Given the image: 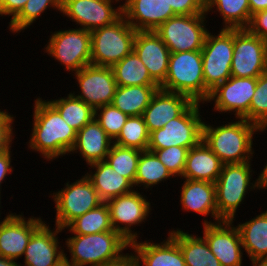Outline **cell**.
I'll use <instances>...</instances> for the list:
<instances>
[{
  "instance_id": "32",
  "label": "cell",
  "mask_w": 267,
  "mask_h": 266,
  "mask_svg": "<svg viewBox=\"0 0 267 266\" xmlns=\"http://www.w3.org/2000/svg\"><path fill=\"white\" fill-rule=\"evenodd\" d=\"M111 68L118 86L159 85L134 50Z\"/></svg>"
},
{
  "instance_id": "42",
  "label": "cell",
  "mask_w": 267,
  "mask_h": 266,
  "mask_svg": "<svg viewBox=\"0 0 267 266\" xmlns=\"http://www.w3.org/2000/svg\"><path fill=\"white\" fill-rule=\"evenodd\" d=\"M0 110V153L9 151L13 141L14 116Z\"/></svg>"
},
{
  "instance_id": "22",
  "label": "cell",
  "mask_w": 267,
  "mask_h": 266,
  "mask_svg": "<svg viewBox=\"0 0 267 266\" xmlns=\"http://www.w3.org/2000/svg\"><path fill=\"white\" fill-rule=\"evenodd\" d=\"M193 102L184 94L158 89L142 114L148 132L163 128L171 119L180 116Z\"/></svg>"
},
{
  "instance_id": "27",
  "label": "cell",
  "mask_w": 267,
  "mask_h": 266,
  "mask_svg": "<svg viewBox=\"0 0 267 266\" xmlns=\"http://www.w3.org/2000/svg\"><path fill=\"white\" fill-rule=\"evenodd\" d=\"M89 166L93 168L92 170L95 168L96 171L90 170L85 175L92 182L99 198L103 202L133 191V184L126 177L112 169L106 161L94 162Z\"/></svg>"
},
{
  "instance_id": "6",
  "label": "cell",
  "mask_w": 267,
  "mask_h": 266,
  "mask_svg": "<svg viewBox=\"0 0 267 266\" xmlns=\"http://www.w3.org/2000/svg\"><path fill=\"white\" fill-rule=\"evenodd\" d=\"M136 30L122 15L114 23L91 31V64L112 67L134 50Z\"/></svg>"
},
{
  "instance_id": "44",
  "label": "cell",
  "mask_w": 267,
  "mask_h": 266,
  "mask_svg": "<svg viewBox=\"0 0 267 266\" xmlns=\"http://www.w3.org/2000/svg\"><path fill=\"white\" fill-rule=\"evenodd\" d=\"M247 29L267 43V9L253 14Z\"/></svg>"
},
{
  "instance_id": "39",
  "label": "cell",
  "mask_w": 267,
  "mask_h": 266,
  "mask_svg": "<svg viewBox=\"0 0 267 266\" xmlns=\"http://www.w3.org/2000/svg\"><path fill=\"white\" fill-rule=\"evenodd\" d=\"M243 118L256 124L261 130H267V72L257 78L249 112Z\"/></svg>"
},
{
  "instance_id": "31",
  "label": "cell",
  "mask_w": 267,
  "mask_h": 266,
  "mask_svg": "<svg viewBox=\"0 0 267 266\" xmlns=\"http://www.w3.org/2000/svg\"><path fill=\"white\" fill-rule=\"evenodd\" d=\"M214 8L223 17V28H247L250 24L252 16L248 0H205L206 14Z\"/></svg>"
},
{
  "instance_id": "45",
  "label": "cell",
  "mask_w": 267,
  "mask_h": 266,
  "mask_svg": "<svg viewBox=\"0 0 267 266\" xmlns=\"http://www.w3.org/2000/svg\"><path fill=\"white\" fill-rule=\"evenodd\" d=\"M28 0H2L0 2V16H12L13 20L23 9Z\"/></svg>"
},
{
  "instance_id": "41",
  "label": "cell",
  "mask_w": 267,
  "mask_h": 266,
  "mask_svg": "<svg viewBox=\"0 0 267 266\" xmlns=\"http://www.w3.org/2000/svg\"><path fill=\"white\" fill-rule=\"evenodd\" d=\"M153 151L158 159L174 177H182L185 169L189 149L180 146H171L164 149H148Z\"/></svg>"
},
{
  "instance_id": "28",
  "label": "cell",
  "mask_w": 267,
  "mask_h": 266,
  "mask_svg": "<svg viewBox=\"0 0 267 266\" xmlns=\"http://www.w3.org/2000/svg\"><path fill=\"white\" fill-rule=\"evenodd\" d=\"M183 254L186 266H221L202 236H194L181 229L169 231Z\"/></svg>"
},
{
  "instance_id": "38",
  "label": "cell",
  "mask_w": 267,
  "mask_h": 266,
  "mask_svg": "<svg viewBox=\"0 0 267 266\" xmlns=\"http://www.w3.org/2000/svg\"><path fill=\"white\" fill-rule=\"evenodd\" d=\"M63 0H28L21 12L9 22V31L19 33L31 26L47 8L62 11Z\"/></svg>"
},
{
  "instance_id": "49",
  "label": "cell",
  "mask_w": 267,
  "mask_h": 266,
  "mask_svg": "<svg viewBox=\"0 0 267 266\" xmlns=\"http://www.w3.org/2000/svg\"><path fill=\"white\" fill-rule=\"evenodd\" d=\"M267 163V162H266ZM259 190L267 189V164L264 169L261 171L260 175L257 178Z\"/></svg>"
},
{
  "instance_id": "19",
  "label": "cell",
  "mask_w": 267,
  "mask_h": 266,
  "mask_svg": "<svg viewBox=\"0 0 267 266\" xmlns=\"http://www.w3.org/2000/svg\"><path fill=\"white\" fill-rule=\"evenodd\" d=\"M62 231L58 226L51 230L45 222L31 236L24 253L25 264L20 263L19 266H62L64 250L60 248L57 237Z\"/></svg>"
},
{
  "instance_id": "23",
  "label": "cell",
  "mask_w": 267,
  "mask_h": 266,
  "mask_svg": "<svg viewBox=\"0 0 267 266\" xmlns=\"http://www.w3.org/2000/svg\"><path fill=\"white\" fill-rule=\"evenodd\" d=\"M130 248L135 252L140 266H186L179 245L169 233L163 242L135 240L130 243Z\"/></svg>"
},
{
  "instance_id": "16",
  "label": "cell",
  "mask_w": 267,
  "mask_h": 266,
  "mask_svg": "<svg viewBox=\"0 0 267 266\" xmlns=\"http://www.w3.org/2000/svg\"><path fill=\"white\" fill-rule=\"evenodd\" d=\"M234 221L211 222L204 220L203 237L221 266H242L243 245ZM233 224V225H232Z\"/></svg>"
},
{
  "instance_id": "34",
  "label": "cell",
  "mask_w": 267,
  "mask_h": 266,
  "mask_svg": "<svg viewBox=\"0 0 267 266\" xmlns=\"http://www.w3.org/2000/svg\"><path fill=\"white\" fill-rule=\"evenodd\" d=\"M171 177L174 178L153 151L143 150L141 152L134 187L144 185L145 189H152L153 185H158Z\"/></svg>"
},
{
  "instance_id": "35",
  "label": "cell",
  "mask_w": 267,
  "mask_h": 266,
  "mask_svg": "<svg viewBox=\"0 0 267 266\" xmlns=\"http://www.w3.org/2000/svg\"><path fill=\"white\" fill-rule=\"evenodd\" d=\"M73 234L88 235L106 231H114L110 221L109 208L106 202L89 210L73 220L66 228Z\"/></svg>"
},
{
  "instance_id": "21",
  "label": "cell",
  "mask_w": 267,
  "mask_h": 266,
  "mask_svg": "<svg viewBox=\"0 0 267 266\" xmlns=\"http://www.w3.org/2000/svg\"><path fill=\"white\" fill-rule=\"evenodd\" d=\"M134 51L148 69L150 76L161 85L167 75L170 50L155 31H137Z\"/></svg>"
},
{
  "instance_id": "17",
  "label": "cell",
  "mask_w": 267,
  "mask_h": 266,
  "mask_svg": "<svg viewBox=\"0 0 267 266\" xmlns=\"http://www.w3.org/2000/svg\"><path fill=\"white\" fill-rule=\"evenodd\" d=\"M119 0H63L62 11L79 28L92 31L114 23L122 15V4L114 8Z\"/></svg>"
},
{
  "instance_id": "18",
  "label": "cell",
  "mask_w": 267,
  "mask_h": 266,
  "mask_svg": "<svg viewBox=\"0 0 267 266\" xmlns=\"http://www.w3.org/2000/svg\"><path fill=\"white\" fill-rule=\"evenodd\" d=\"M45 223L34 216L8 213L0 223V256L17 261L25 253L31 236Z\"/></svg>"
},
{
  "instance_id": "2",
  "label": "cell",
  "mask_w": 267,
  "mask_h": 266,
  "mask_svg": "<svg viewBox=\"0 0 267 266\" xmlns=\"http://www.w3.org/2000/svg\"><path fill=\"white\" fill-rule=\"evenodd\" d=\"M263 132L244 118L213 127L203 123L202 140L219 157L223 165L250 162L253 158V134Z\"/></svg>"
},
{
  "instance_id": "10",
  "label": "cell",
  "mask_w": 267,
  "mask_h": 266,
  "mask_svg": "<svg viewBox=\"0 0 267 266\" xmlns=\"http://www.w3.org/2000/svg\"><path fill=\"white\" fill-rule=\"evenodd\" d=\"M47 44L45 53L67 71L76 73L91 64V31L82 28L55 31Z\"/></svg>"
},
{
  "instance_id": "52",
  "label": "cell",
  "mask_w": 267,
  "mask_h": 266,
  "mask_svg": "<svg viewBox=\"0 0 267 266\" xmlns=\"http://www.w3.org/2000/svg\"><path fill=\"white\" fill-rule=\"evenodd\" d=\"M1 194V193H0ZM0 205H1V195H0ZM1 207V206H0ZM1 213V212H0ZM1 215V214H0ZM1 221V220H0ZM1 223V222H0Z\"/></svg>"
},
{
  "instance_id": "36",
  "label": "cell",
  "mask_w": 267,
  "mask_h": 266,
  "mask_svg": "<svg viewBox=\"0 0 267 266\" xmlns=\"http://www.w3.org/2000/svg\"><path fill=\"white\" fill-rule=\"evenodd\" d=\"M141 152L142 150L136 148L121 147L113 143L105 161L134 186Z\"/></svg>"
},
{
  "instance_id": "46",
  "label": "cell",
  "mask_w": 267,
  "mask_h": 266,
  "mask_svg": "<svg viewBox=\"0 0 267 266\" xmlns=\"http://www.w3.org/2000/svg\"><path fill=\"white\" fill-rule=\"evenodd\" d=\"M11 149L6 152L0 153V193H1V184L3 180H6V176L13 172V167L11 165Z\"/></svg>"
},
{
  "instance_id": "20",
  "label": "cell",
  "mask_w": 267,
  "mask_h": 266,
  "mask_svg": "<svg viewBox=\"0 0 267 266\" xmlns=\"http://www.w3.org/2000/svg\"><path fill=\"white\" fill-rule=\"evenodd\" d=\"M122 11L136 31H154L176 15L169 0H125Z\"/></svg>"
},
{
  "instance_id": "29",
  "label": "cell",
  "mask_w": 267,
  "mask_h": 266,
  "mask_svg": "<svg viewBox=\"0 0 267 266\" xmlns=\"http://www.w3.org/2000/svg\"><path fill=\"white\" fill-rule=\"evenodd\" d=\"M236 227L249 259H267V210Z\"/></svg>"
},
{
  "instance_id": "40",
  "label": "cell",
  "mask_w": 267,
  "mask_h": 266,
  "mask_svg": "<svg viewBox=\"0 0 267 266\" xmlns=\"http://www.w3.org/2000/svg\"><path fill=\"white\" fill-rule=\"evenodd\" d=\"M128 115L114 107L112 104L103 105L95 110V119L114 141L120 134Z\"/></svg>"
},
{
  "instance_id": "33",
  "label": "cell",
  "mask_w": 267,
  "mask_h": 266,
  "mask_svg": "<svg viewBox=\"0 0 267 266\" xmlns=\"http://www.w3.org/2000/svg\"><path fill=\"white\" fill-rule=\"evenodd\" d=\"M67 97L48 101L76 132L95 117V110L72 93Z\"/></svg>"
},
{
  "instance_id": "4",
  "label": "cell",
  "mask_w": 267,
  "mask_h": 266,
  "mask_svg": "<svg viewBox=\"0 0 267 266\" xmlns=\"http://www.w3.org/2000/svg\"><path fill=\"white\" fill-rule=\"evenodd\" d=\"M160 89L204 104L211 91L205 86L201 50L170 53L168 72Z\"/></svg>"
},
{
  "instance_id": "7",
  "label": "cell",
  "mask_w": 267,
  "mask_h": 266,
  "mask_svg": "<svg viewBox=\"0 0 267 266\" xmlns=\"http://www.w3.org/2000/svg\"><path fill=\"white\" fill-rule=\"evenodd\" d=\"M200 103L193 102L180 116L171 119L161 129L149 134L148 149H164L171 146L192 148L203 138ZM201 116V117H200Z\"/></svg>"
},
{
  "instance_id": "47",
  "label": "cell",
  "mask_w": 267,
  "mask_h": 266,
  "mask_svg": "<svg viewBox=\"0 0 267 266\" xmlns=\"http://www.w3.org/2000/svg\"><path fill=\"white\" fill-rule=\"evenodd\" d=\"M99 266H140L135 253L123 254L119 259Z\"/></svg>"
},
{
  "instance_id": "12",
  "label": "cell",
  "mask_w": 267,
  "mask_h": 266,
  "mask_svg": "<svg viewBox=\"0 0 267 266\" xmlns=\"http://www.w3.org/2000/svg\"><path fill=\"white\" fill-rule=\"evenodd\" d=\"M267 72V43L247 28L233 29L231 76L258 78Z\"/></svg>"
},
{
  "instance_id": "14",
  "label": "cell",
  "mask_w": 267,
  "mask_h": 266,
  "mask_svg": "<svg viewBox=\"0 0 267 266\" xmlns=\"http://www.w3.org/2000/svg\"><path fill=\"white\" fill-rule=\"evenodd\" d=\"M76 76L79 93L73 95L81 99L94 110L103 105L111 104L117 90V82L111 67L88 65L80 69Z\"/></svg>"
},
{
  "instance_id": "30",
  "label": "cell",
  "mask_w": 267,
  "mask_h": 266,
  "mask_svg": "<svg viewBox=\"0 0 267 266\" xmlns=\"http://www.w3.org/2000/svg\"><path fill=\"white\" fill-rule=\"evenodd\" d=\"M160 85L118 86L112 105L130 116H141Z\"/></svg>"
},
{
  "instance_id": "26",
  "label": "cell",
  "mask_w": 267,
  "mask_h": 266,
  "mask_svg": "<svg viewBox=\"0 0 267 266\" xmlns=\"http://www.w3.org/2000/svg\"><path fill=\"white\" fill-rule=\"evenodd\" d=\"M222 162L202 140L189 149L182 179L215 183L221 173Z\"/></svg>"
},
{
  "instance_id": "8",
  "label": "cell",
  "mask_w": 267,
  "mask_h": 266,
  "mask_svg": "<svg viewBox=\"0 0 267 266\" xmlns=\"http://www.w3.org/2000/svg\"><path fill=\"white\" fill-rule=\"evenodd\" d=\"M207 14L175 15L161 24L155 33L171 53L202 50L208 29Z\"/></svg>"
},
{
  "instance_id": "48",
  "label": "cell",
  "mask_w": 267,
  "mask_h": 266,
  "mask_svg": "<svg viewBox=\"0 0 267 266\" xmlns=\"http://www.w3.org/2000/svg\"><path fill=\"white\" fill-rule=\"evenodd\" d=\"M250 5L251 16L256 12L267 9V0H248Z\"/></svg>"
},
{
  "instance_id": "5",
  "label": "cell",
  "mask_w": 267,
  "mask_h": 266,
  "mask_svg": "<svg viewBox=\"0 0 267 266\" xmlns=\"http://www.w3.org/2000/svg\"><path fill=\"white\" fill-rule=\"evenodd\" d=\"M251 161L238 164H225L215 182L216 206L218 222L222 220H235V213L240 204L243 203L249 191L259 189L257 179L251 182Z\"/></svg>"
},
{
  "instance_id": "50",
  "label": "cell",
  "mask_w": 267,
  "mask_h": 266,
  "mask_svg": "<svg viewBox=\"0 0 267 266\" xmlns=\"http://www.w3.org/2000/svg\"><path fill=\"white\" fill-rule=\"evenodd\" d=\"M0 266H19V263H17L15 260L0 256Z\"/></svg>"
},
{
  "instance_id": "13",
  "label": "cell",
  "mask_w": 267,
  "mask_h": 266,
  "mask_svg": "<svg viewBox=\"0 0 267 266\" xmlns=\"http://www.w3.org/2000/svg\"><path fill=\"white\" fill-rule=\"evenodd\" d=\"M145 197L138 190H133L106 201L113 230L119 232L130 243L139 237L132 228L145 222L152 211L151 203Z\"/></svg>"
},
{
  "instance_id": "24",
  "label": "cell",
  "mask_w": 267,
  "mask_h": 266,
  "mask_svg": "<svg viewBox=\"0 0 267 266\" xmlns=\"http://www.w3.org/2000/svg\"><path fill=\"white\" fill-rule=\"evenodd\" d=\"M112 144L113 140L94 118L77 132L76 141L70 154L79 151L86 164L89 165L105 161Z\"/></svg>"
},
{
  "instance_id": "9",
  "label": "cell",
  "mask_w": 267,
  "mask_h": 266,
  "mask_svg": "<svg viewBox=\"0 0 267 266\" xmlns=\"http://www.w3.org/2000/svg\"><path fill=\"white\" fill-rule=\"evenodd\" d=\"M64 185L63 189L50 194L56 209L55 225L60 229L66 228L77 217L103 203L86 175Z\"/></svg>"
},
{
  "instance_id": "25",
  "label": "cell",
  "mask_w": 267,
  "mask_h": 266,
  "mask_svg": "<svg viewBox=\"0 0 267 266\" xmlns=\"http://www.w3.org/2000/svg\"><path fill=\"white\" fill-rule=\"evenodd\" d=\"M181 187L180 204L185 211L213 217L218 222L215 183L185 179Z\"/></svg>"
},
{
  "instance_id": "15",
  "label": "cell",
  "mask_w": 267,
  "mask_h": 266,
  "mask_svg": "<svg viewBox=\"0 0 267 266\" xmlns=\"http://www.w3.org/2000/svg\"><path fill=\"white\" fill-rule=\"evenodd\" d=\"M256 85L257 78L231 76L210 92L206 103L214 101L215 112H235L236 119L243 118L249 112Z\"/></svg>"
},
{
  "instance_id": "3",
  "label": "cell",
  "mask_w": 267,
  "mask_h": 266,
  "mask_svg": "<svg viewBox=\"0 0 267 266\" xmlns=\"http://www.w3.org/2000/svg\"><path fill=\"white\" fill-rule=\"evenodd\" d=\"M65 245L71 254L69 259L64 253V263L68 266H99L119 259L125 254L122 251L130 247V242L117 231H106L74 234L67 238Z\"/></svg>"
},
{
  "instance_id": "1",
  "label": "cell",
  "mask_w": 267,
  "mask_h": 266,
  "mask_svg": "<svg viewBox=\"0 0 267 266\" xmlns=\"http://www.w3.org/2000/svg\"><path fill=\"white\" fill-rule=\"evenodd\" d=\"M34 101L33 128L28 147L47 161L68 155L75 144L77 132L48 100L39 97Z\"/></svg>"
},
{
  "instance_id": "51",
  "label": "cell",
  "mask_w": 267,
  "mask_h": 266,
  "mask_svg": "<svg viewBox=\"0 0 267 266\" xmlns=\"http://www.w3.org/2000/svg\"><path fill=\"white\" fill-rule=\"evenodd\" d=\"M252 266H267V259H252Z\"/></svg>"
},
{
  "instance_id": "11",
  "label": "cell",
  "mask_w": 267,
  "mask_h": 266,
  "mask_svg": "<svg viewBox=\"0 0 267 266\" xmlns=\"http://www.w3.org/2000/svg\"><path fill=\"white\" fill-rule=\"evenodd\" d=\"M201 53L205 86L212 91L231 77L233 29L222 28L218 35L208 32Z\"/></svg>"
},
{
  "instance_id": "37",
  "label": "cell",
  "mask_w": 267,
  "mask_h": 266,
  "mask_svg": "<svg viewBox=\"0 0 267 266\" xmlns=\"http://www.w3.org/2000/svg\"><path fill=\"white\" fill-rule=\"evenodd\" d=\"M149 134L142 115L130 116L113 143L121 147L148 150Z\"/></svg>"
},
{
  "instance_id": "43",
  "label": "cell",
  "mask_w": 267,
  "mask_h": 266,
  "mask_svg": "<svg viewBox=\"0 0 267 266\" xmlns=\"http://www.w3.org/2000/svg\"><path fill=\"white\" fill-rule=\"evenodd\" d=\"M176 15L206 14L205 0H169Z\"/></svg>"
}]
</instances>
